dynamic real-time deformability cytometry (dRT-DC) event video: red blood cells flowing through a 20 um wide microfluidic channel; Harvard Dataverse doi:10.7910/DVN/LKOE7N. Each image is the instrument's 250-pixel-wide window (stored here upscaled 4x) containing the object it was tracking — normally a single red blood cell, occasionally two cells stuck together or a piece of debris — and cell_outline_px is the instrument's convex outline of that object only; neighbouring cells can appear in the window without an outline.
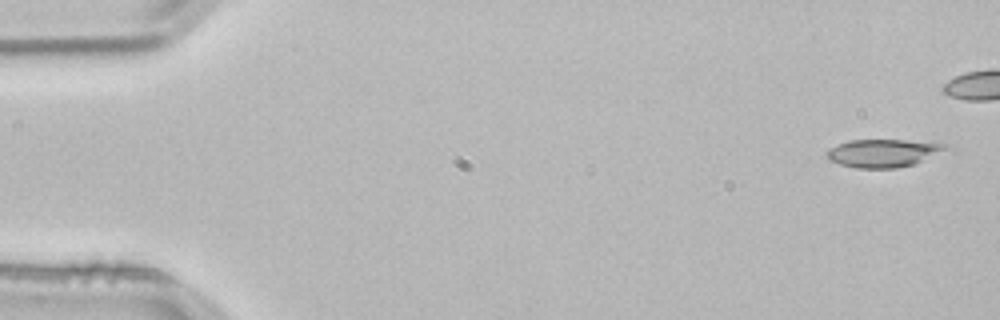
{"species": "common noctule bat (a hibernating species)", "species_latin": "Nyctalus noctula", "temperature_condition": "room temperature", "stored_images_in_passage": 4, "camera_frame_rate_fps": 3000, "um_per_image_px": 0.085, "animal": {"sex": "male", "body_mass_g": 21.5, "forearm_length_mm": 52.0}, "frame": {"image": 1, "passage_image": 1, "time_ms": 0.0, "image_size_px": [1000, 320], "cell_outline_px": [[952, 148], [916, 164], [896, 168], [856, 168], [840, 164], [828, 160], [824, 152], [828, 148], [848, 140], [904, 140], [952, 144]], "centroid_in_image_um": [75.11, 13.01], "position_along_channel_um": 9.9, "area_um2": 19.83}}